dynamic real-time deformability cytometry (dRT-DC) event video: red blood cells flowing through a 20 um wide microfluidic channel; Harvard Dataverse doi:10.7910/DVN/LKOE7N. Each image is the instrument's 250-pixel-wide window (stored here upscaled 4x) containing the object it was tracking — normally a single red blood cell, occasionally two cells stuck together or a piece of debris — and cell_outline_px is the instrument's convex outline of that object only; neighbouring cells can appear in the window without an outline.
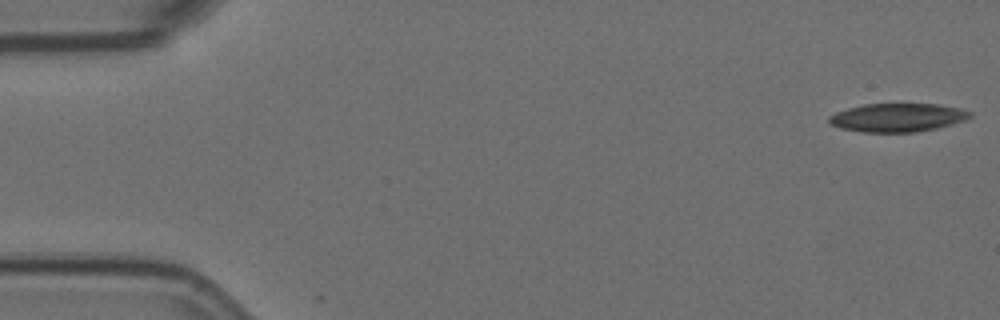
{"species": "Egyptian fruit bat (a non-hibernating species)", "species_latin": "Rousettus aegyptiacus", "temperature_condition": "room temperature", "stored_images_in_passage": 57, "camera_frame_rate_fps": 3000, "um_per_image_px": 0.085, "animal": {"sex": "female"}, "frame": {"image": 1, "passage_image": 1, "time_ms": 0.0, "image_size_px": [1000, 320], "cell_outline_px": [[972, 116], [964, 120], [936, 128], [916, 132], [864, 132], [840, 128], [828, 124], [828, 116], [836, 112], [848, 108], [864, 104], [940, 104], [960, 108], [972, 112]], "centroid_in_image_um": [76.26, 9.99], "position_along_channel_um": 8.7, "area_um2": 23.41}}
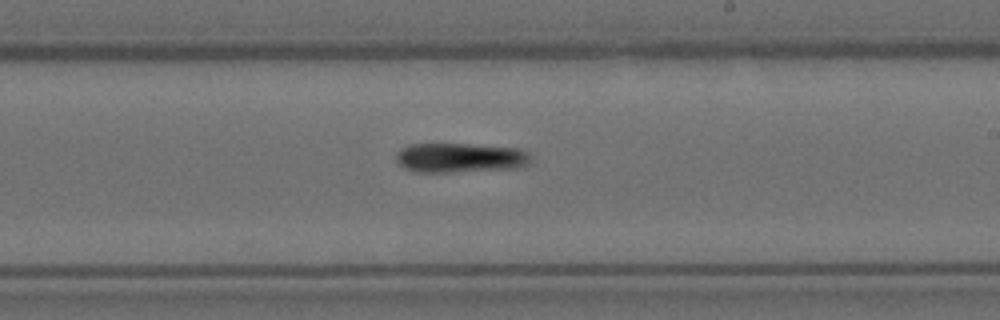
{"frame": {"image": 2, "passage_image": 33, "time_ms": 10.667, "image_size_px": [1000, 320], "cell_outline_px": [[532, 160], [528, 164], [516, 168], [452, 172], [416, 172], [404, 168], [396, 160], [396, 152], [400, 148], [408, 144], [468, 144], [516, 148], [528, 152]], "centroid_in_image_um": [39.08, 13.41], "position_along_channel_um": 249.9, "area_um2": 23.29}}
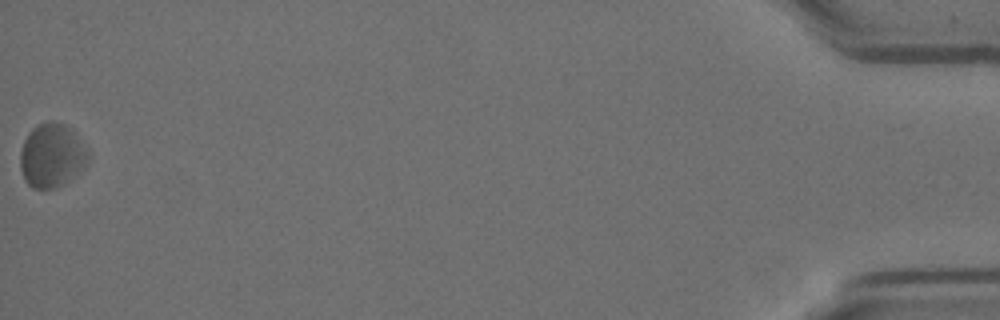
{"frame": {"image": 3, "passage_image": 57, "time_ms": 18.667, "image_size_px": [1000, 320], "cell_outline_px": [[92, 156], [88, 164], [84, 168], [68, 180], [56, 188], [32, 188], [24, 180], [20, 168], [20, 152], [24, 140], [28, 132], [32, 128], [48, 120], [52, 120], [64, 124], [72, 128], [76, 132], [88, 148]], "centroid_in_image_um": [4.45, 13.19], "position_along_channel_um": 430.8, "area_um2": 25.89}, "authors_computed_cell_mechanics": {"area_um2": 23.7558, "velocity_mm_per_s": 3.5229, "shape_relaxation_time_tau1_ms": 4.0518, "shape_relaxation_time_tau2_ms": null, "deformation_change_tau1": 0.0921, "deformation_change_tau2": null}}